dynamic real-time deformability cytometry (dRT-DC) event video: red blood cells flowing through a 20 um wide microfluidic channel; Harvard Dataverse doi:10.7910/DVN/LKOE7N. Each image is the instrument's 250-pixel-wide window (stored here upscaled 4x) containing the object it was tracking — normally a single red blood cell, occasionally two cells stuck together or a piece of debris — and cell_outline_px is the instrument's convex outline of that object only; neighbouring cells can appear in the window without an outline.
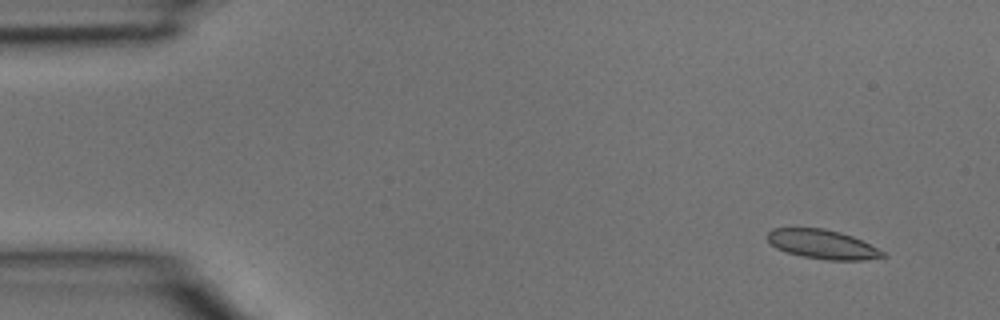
{"species": "common noctule bat (a hibernating species)", "species_latin": "Nyctalus noctula", "temperature_condition": "room temperature", "stored_images_in_passage": 4, "camera_frame_rate_fps": 3000, "um_per_image_px": 0.085, "animal": {"sex": "male", "body_mass_g": 15.6}, "frame": {"image": 1, "passage_image": 1, "time_ms": 0.0, "image_size_px": [1000, 320], "cell_outline_px": [[888, 256], [864, 260], [828, 260], [800, 256], [776, 248], [768, 240], [768, 232], [772, 228], [824, 228], [840, 232], [852, 236], [884, 252]], "centroid_in_image_um": [69.9, 20.77], "position_along_channel_um": 15.1, "area_um2": 19.42}}